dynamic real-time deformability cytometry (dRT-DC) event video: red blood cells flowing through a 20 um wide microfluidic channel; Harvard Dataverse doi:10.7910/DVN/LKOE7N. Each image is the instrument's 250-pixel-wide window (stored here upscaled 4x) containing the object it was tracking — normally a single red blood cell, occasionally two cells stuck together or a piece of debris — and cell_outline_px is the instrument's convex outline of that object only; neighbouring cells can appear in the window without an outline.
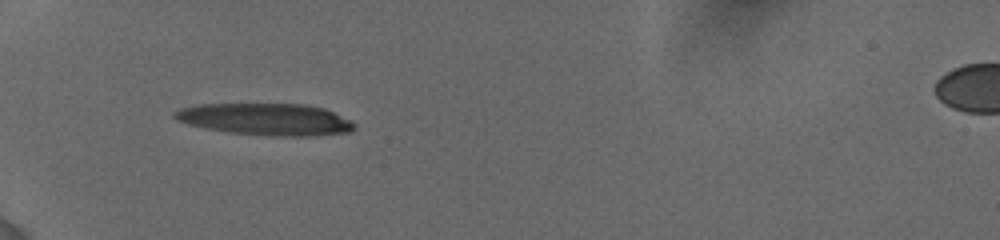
{"species": "human", "species_latin": "Homo sapiens", "temperature_condition": "cold", "stored_images_in_passage": 3, "camera_frame_rate_fps": 3000, "um_per_image_px": 0.085, "donor": {"sex": "female"}, "frame": {"image": 1, "passage_image": 1, "time_ms": 0.0, "image_size_px": [1000, 240], "cell_outline_px": [[356, 128], [352, 132], [304, 136], [280, 136], [228, 132], [204, 128], [188, 124], [176, 120], [172, 116], [172, 112], [180, 108], [196, 104], [308, 104], [324, 108], [356, 124]], "centroid_in_image_um": [22.54, 10.13], "position_along_channel_um": 62.5, "area_um2": 33.41}}
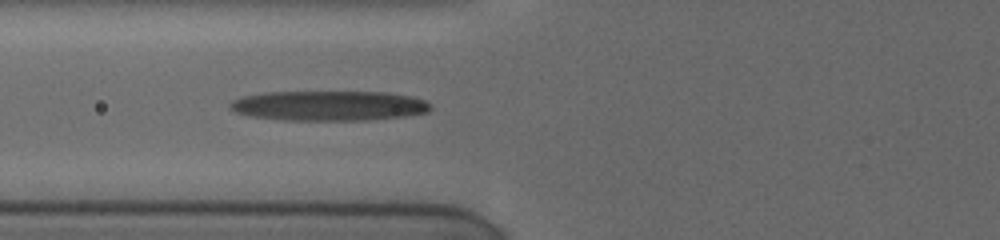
{"frame": {"image": 2, "passage_image": 3, "time_ms": 1.333, "image_size_px": [1000, 240], "cell_outline_px": [[432, 108], [428, 112], [404, 116], [364, 120], [284, 120], [248, 116], [236, 112], [228, 108], [228, 104], [232, 100], [244, 96], [264, 92], [384, 92], [408, 96], [424, 100]], "centroid_in_image_um": [27.88, 8.99], "position_along_channel_um": 97.9, "area_um2": 34.91}}